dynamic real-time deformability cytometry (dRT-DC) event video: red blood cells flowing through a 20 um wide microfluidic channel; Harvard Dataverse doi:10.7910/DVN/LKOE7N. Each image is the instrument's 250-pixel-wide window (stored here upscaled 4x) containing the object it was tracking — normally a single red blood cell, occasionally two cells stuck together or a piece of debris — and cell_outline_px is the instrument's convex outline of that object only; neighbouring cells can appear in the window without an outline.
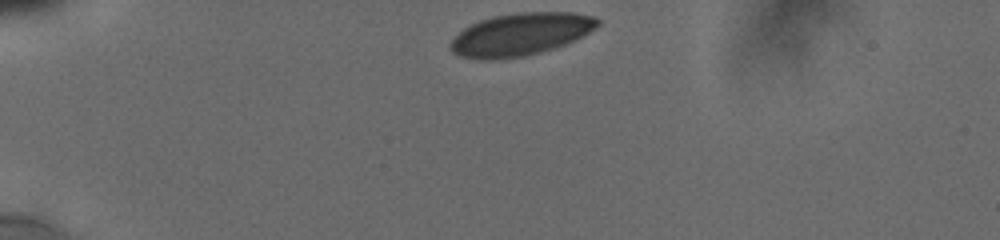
{"species": "human", "species_latin": "Homo sapiens", "temperature_condition": "cold", "stored_images_in_passage": 26, "camera_frame_rate_fps": 3000, "um_per_image_px": 0.085, "donor": {"sex": "male"}, "frame": {"image": 1, "passage_image": 1, "time_ms": 0.0, "image_size_px": [1000, 240], "cell_outline_px": [[600, 24], [588, 32], [564, 44], [540, 52], [520, 56], [492, 60], [484, 60], [460, 56], [452, 52], [448, 48], [448, 44], [464, 28], [480, 20], [492, 16], [516, 12], [572, 12], [596, 16], [600, 20]], "centroid_in_image_um": [44.22, 2.9], "position_along_channel_um": 40.8, "area_um2": 36.24}}
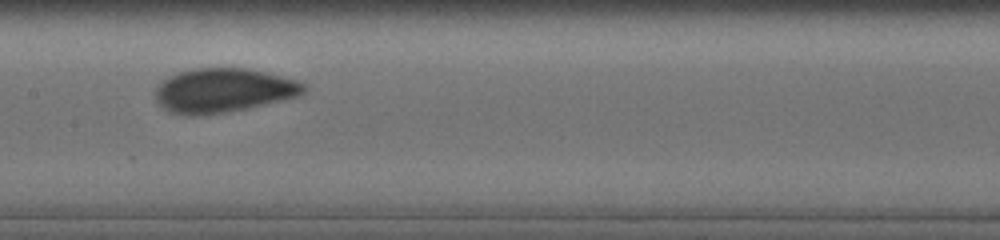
{"frame": {"image": 2, "passage_image": 11, "time_ms": 5.333, "image_size_px": [1000, 240], "cell_outline_px": [[308, 88], [300, 96], [284, 100], [248, 108], [228, 112], [196, 116], [184, 116], [168, 112], [156, 100], [156, 88], [160, 80], [168, 76], [192, 68], [248, 68], [300, 80], [308, 84]], "centroid_in_image_um": [19.02, 7.69], "position_along_channel_um": 188.4, "area_um2": 38.9}}
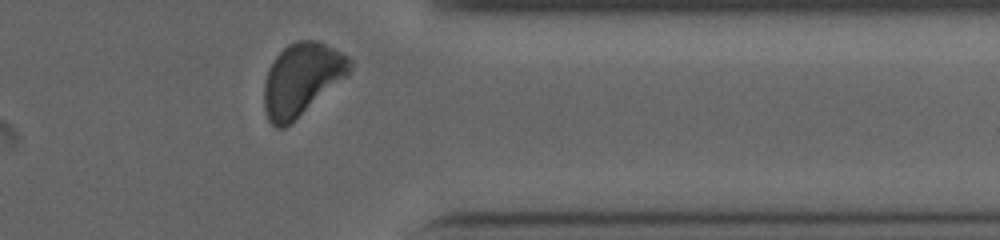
{"frame": {"image": 3, "passage_image": 22, "time_ms": 10.667, "image_size_px": [1000, 240], "cell_outline_px": [[352, 64], [348, 76], [284, 128], [276, 128], [268, 120], [264, 108], [264, 80], [268, 68], [276, 56], [288, 44], [296, 40], [320, 40], [348, 56], [352, 60]], "centroid_in_image_um": [25.65, 6.71], "position_along_channel_um": 385.8, "area_um2": 36.24}, "authors_computed_cell_mechanics": {"area_um2": 36.8764, "velocity_mm_per_s": 3.779, "shape_relaxation_time_tau1_ms": 3.7953, "shape_relaxation_time_tau2_ms": null, "deformation_change_tau1": 0.1069, "deformation_change_tau2": null}}